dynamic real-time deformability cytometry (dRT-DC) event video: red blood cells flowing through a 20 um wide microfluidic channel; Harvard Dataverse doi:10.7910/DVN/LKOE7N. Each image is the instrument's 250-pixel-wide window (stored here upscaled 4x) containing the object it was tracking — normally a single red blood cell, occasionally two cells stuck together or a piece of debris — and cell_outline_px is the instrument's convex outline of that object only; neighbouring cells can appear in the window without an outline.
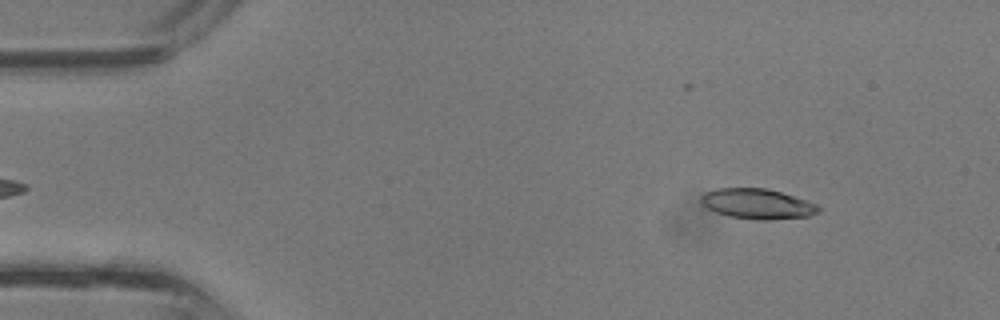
{"species": "common noctule bat (a hibernating species)", "species_latin": "Nyctalus noctula", "temperature_condition": "room temperature", "stored_images_in_passage": 36, "camera_frame_rate_fps": 3000, "um_per_image_px": 0.085, "animal": {"sex": "male", "body_mass_g": 13.3}, "frame": {"image": 1, "passage_image": 3, "time_ms": 0.667, "image_size_px": [1000, 320], "cell_outline_px": [[820, 212], [808, 216], [768, 220], [760, 220], [728, 216], [716, 212], [708, 208], [700, 200], [700, 196], [704, 192], [716, 188], [768, 188], [816, 204], [820, 208]], "centroid_in_image_um": [64.35, 17.32], "position_along_channel_um": 20.7, "area_um2": 20.52}}
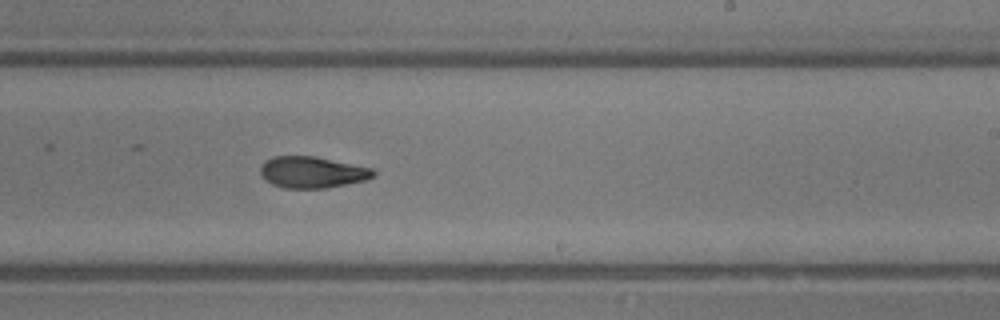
{"frame": {"image": 2, "passage_image": 21, "time_ms": 6.667, "image_size_px": [1000, 320], "cell_outline_px": [[376, 176], [368, 180], [328, 188], [284, 188], [272, 184], [264, 180], [260, 176], [260, 168], [272, 156], [316, 156], [372, 168], [376, 172]], "centroid_in_image_um": [26.57, 14.65], "position_along_channel_um": 262.4, "area_um2": 20.92}}
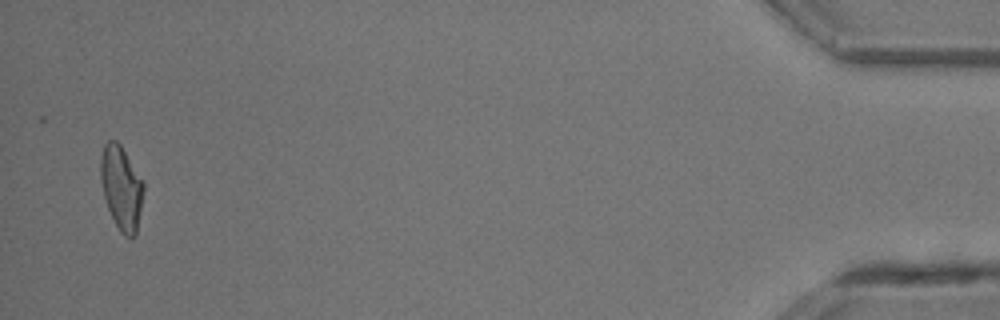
{"frame": {"image": 3, "passage_image": 35, "time_ms": 11.333, "image_size_px": [1000, 320], "cell_outline_px": [[144, 192], [136, 236], [124, 236], [120, 232], [108, 208], [104, 196], [100, 180], [100, 156], [104, 144], [108, 140], [116, 140], [120, 144], [144, 180]], "centroid_in_image_um": [10.33, 15.93], "position_along_channel_um": 424.9, "area_um2": 21.21}}